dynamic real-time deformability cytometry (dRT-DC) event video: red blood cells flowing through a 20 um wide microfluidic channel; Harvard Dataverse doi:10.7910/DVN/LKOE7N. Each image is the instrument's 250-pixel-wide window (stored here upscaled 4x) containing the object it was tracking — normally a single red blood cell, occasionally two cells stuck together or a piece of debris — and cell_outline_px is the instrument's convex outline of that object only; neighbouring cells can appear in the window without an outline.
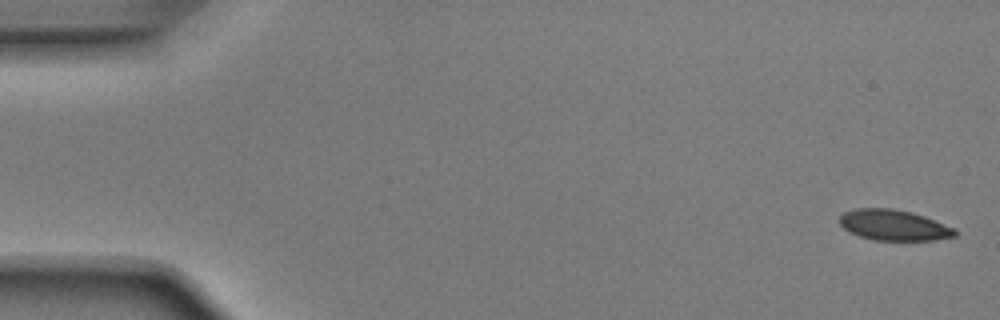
{"species": "Egyptian fruit bat (a non-hibernating species)", "species_latin": "Rousettus aegyptiacus", "temperature_condition": "room temperature", "stored_images_in_passage": 6, "camera_frame_rate_fps": 3000, "um_per_image_px": 0.085, "animal": {"sex": "male"}, "frame": {"image": 1, "passage_image": 1, "time_ms": 0.0, "image_size_px": [1000, 320], "cell_outline_px": [[956, 236], [936, 240], [872, 240], [848, 232], [836, 220], [844, 212], [856, 208], [892, 208], [912, 212], [924, 216], [956, 228]], "centroid_in_image_um": [75.95, 19.13], "position_along_channel_um": 9.0, "area_um2": 20.87}}